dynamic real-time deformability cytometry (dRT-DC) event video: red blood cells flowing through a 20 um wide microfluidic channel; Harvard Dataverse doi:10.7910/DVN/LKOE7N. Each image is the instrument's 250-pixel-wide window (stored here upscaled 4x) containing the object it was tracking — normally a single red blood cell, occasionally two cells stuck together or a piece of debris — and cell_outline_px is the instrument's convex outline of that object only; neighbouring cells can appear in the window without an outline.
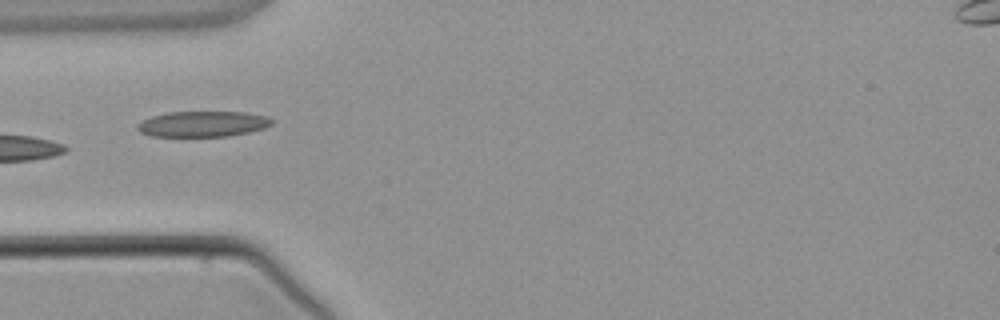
{"species": "common noctule bat (a hibernating species)", "species_latin": "Nyctalus noctula", "temperature_condition": "warm", "stored_images_in_passage": 4, "camera_frame_rate_fps": 3000, "um_per_image_px": 0.085, "animal": {"sex": "male", "body_mass_g": 21.5, "forearm_length_mm": 52.0}, "frame": {"image": 1, "passage_image": 4, "time_ms": 3.667, "image_size_px": [1000, 320], "cell_outline_px": [[272, 124], [264, 128], [248, 132], [228, 136], [152, 136], [140, 132], [136, 128], [136, 124], [152, 116], [168, 112], [244, 112], [268, 116], [272, 120]], "centroid_in_image_um": [17.23, 10.53], "position_along_channel_um": 67.8, "area_um2": 20.0}}